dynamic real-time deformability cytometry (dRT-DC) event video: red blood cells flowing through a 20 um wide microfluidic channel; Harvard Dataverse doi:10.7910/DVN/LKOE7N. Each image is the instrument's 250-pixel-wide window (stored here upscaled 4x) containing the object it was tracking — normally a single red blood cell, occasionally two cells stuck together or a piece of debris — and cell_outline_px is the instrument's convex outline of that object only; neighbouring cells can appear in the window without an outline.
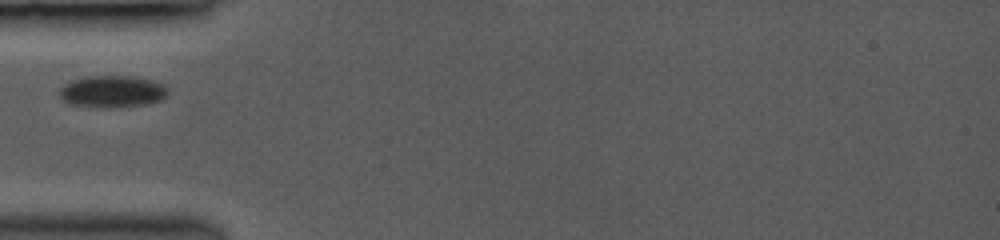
{"species": "common noctule bat (a hibernating species)", "species_latin": "Nyctalus noctula", "temperature_condition": "room temperature", "stored_images_in_passage": 32, "segment_of_instrument_passage": [1, 2], "camera_frame_rate_fps": 3500, "um_per_image_px": 0.085, "animal": {"sex": "female", "body_mass_g": 19.0, "forearm_length_mm": 53.3}, "frame": {"image": 1, "passage_image": 1, "time_ms": 0.0, "image_size_px": [1000, 240], "cell_outline_px": [[164, 96], [160, 100], [140, 104], [72, 104], [64, 100], [60, 96], [60, 88], [64, 84], [72, 80], [88, 76], [128, 76], [148, 80], [160, 84], [164, 88]], "centroid_in_image_um": [9.46, 7.71], "position_along_channel_um": 75.5, "area_um2": 18.32}}